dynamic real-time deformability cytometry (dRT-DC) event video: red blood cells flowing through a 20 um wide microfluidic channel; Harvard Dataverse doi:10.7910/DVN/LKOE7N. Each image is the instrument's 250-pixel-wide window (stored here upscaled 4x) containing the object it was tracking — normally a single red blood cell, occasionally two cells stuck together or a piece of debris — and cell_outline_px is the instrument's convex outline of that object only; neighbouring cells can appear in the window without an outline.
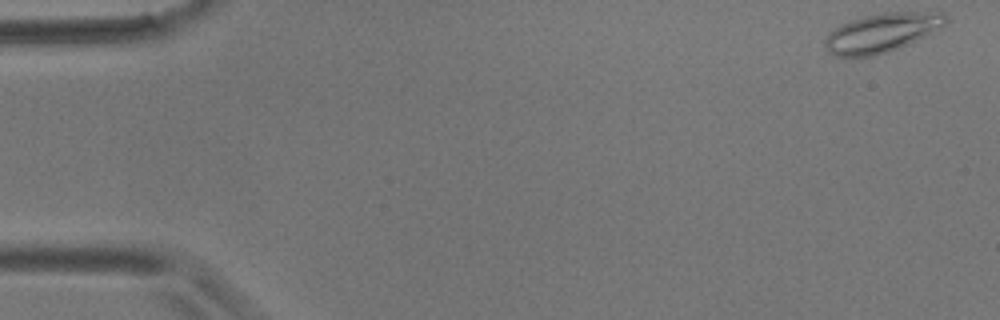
{"species": "common noctule bat (a hibernating species)", "species_latin": "Nyctalus noctula", "temperature_condition": "room temperature", "stored_images_in_passage": 55, "camera_frame_rate_fps": 3000, "um_per_image_px": 0.085, "animal": {"sex": "male", "body_mass_g": 17.9}, "frame": {"image": 1, "passage_image": 1, "time_ms": 0.0, "image_size_px": [1000, 320], "cell_outline_px": [[948, 20], [944, 24], [932, 32], [908, 44], [888, 52], [872, 56], [836, 56], [828, 52], [824, 44], [824, 40], [828, 32], [840, 24], [848, 20], [864, 16], [884, 12], [944, 12], [948, 16]], "centroid_in_image_um": [74.91, 2.77], "position_along_channel_um": 10.1, "area_um2": 27.46}}
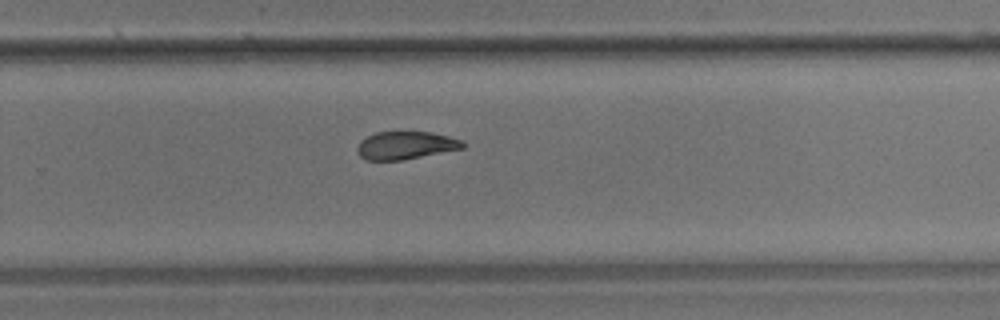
{"frame": {"image": 2, "passage_image": 36, "time_ms": 11.667, "image_size_px": [1000, 320], "cell_outline_px": [[464, 148], [400, 160], [364, 160], [356, 152], [356, 148], [360, 140], [376, 132], [432, 132], [448, 136], [460, 140], [464, 144]], "centroid_in_image_um": [34.42, 12.35], "position_along_channel_um": 295.4, "area_um2": 16.99}}
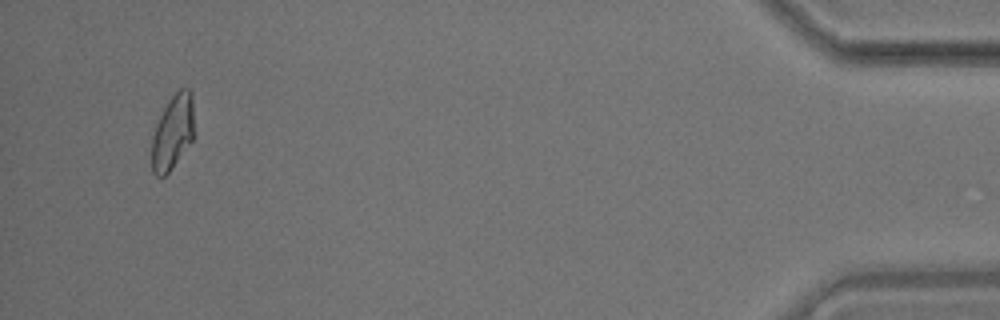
{"frame": {"image": 3, "passage_image": 53, "time_ms": 17.333, "image_size_px": [1000, 320], "cell_outline_px": [[196, 136], [168, 172], [164, 176], [156, 176], [152, 172], [152, 136], [156, 124], [168, 100], [180, 88], [188, 88], [192, 92]], "centroid_in_image_um": [14.72, 11.2], "position_along_channel_um": 420.5, "area_um2": 18.79}, "authors_computed_cell_mechanics": {"area_um2": 18.9584, "velocity_mm_per_s": 3.5779, "shape_relaxation_time_tau1_ms": 7.433, "shape_relaxation_time_tau2_ms": 2.8201, "deformation_change_tau1": 0.1842, "deformation_change_tau2": 0.0889}}